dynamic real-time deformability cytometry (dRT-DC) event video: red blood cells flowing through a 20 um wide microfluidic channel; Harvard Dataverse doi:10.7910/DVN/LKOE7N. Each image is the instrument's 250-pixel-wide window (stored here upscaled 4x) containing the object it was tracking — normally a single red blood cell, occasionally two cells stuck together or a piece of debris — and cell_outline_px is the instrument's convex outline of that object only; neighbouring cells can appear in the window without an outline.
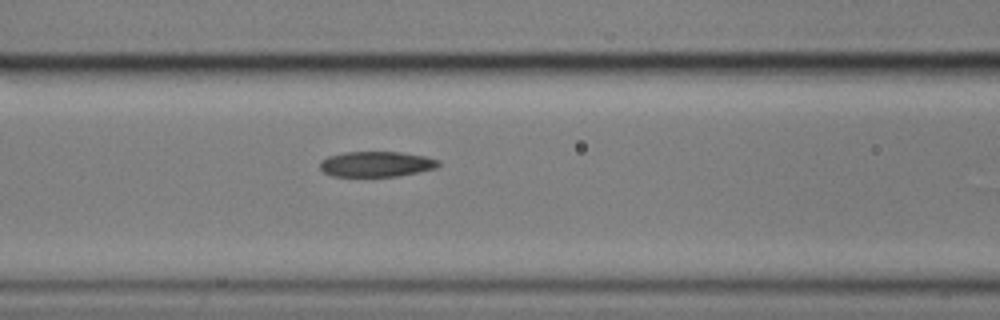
{"species": "common noctule bat (a hibernating species)", "species_latin": "Nyctalus noctula", "temperature_condition": "cold", "stored_images_in_passage": 7, "segment_of_instrument_passage": [2, 2], "camera_frame_rate_fps": 3000, "um_per_image_px": 0.085, "animal": {"sex": "male", "body_mass_g": 17.9}, "frame": {"image": 1, "passage_image": 7, "time_ms": 2.0, "image_size_px": [1000, 320], "cell_outline_px": [[440, 164], [436, 168], [420, 172], [396, 176], [332, 176], [324, 172], [320, 168], [320, 160], [328, 156], [344, 152], [400, 152], [424, 156], [440, 160]], "centroid_in_image_um": [31.99, 13.94], "position_along_channel_um": 134.6, "area_um2": 17.57}}